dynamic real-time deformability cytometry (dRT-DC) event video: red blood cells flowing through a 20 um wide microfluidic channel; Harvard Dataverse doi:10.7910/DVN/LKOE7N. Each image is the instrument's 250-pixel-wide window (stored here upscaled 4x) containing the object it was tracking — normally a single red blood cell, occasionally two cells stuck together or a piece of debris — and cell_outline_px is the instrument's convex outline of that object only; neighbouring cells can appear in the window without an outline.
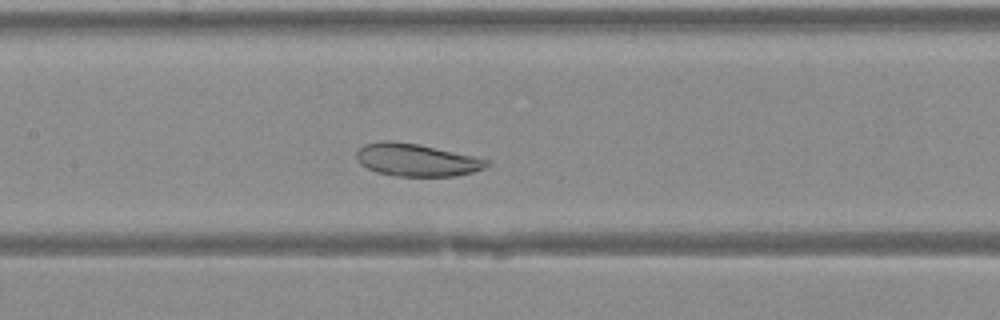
{"species": "Egyptian fruit bat (a non-hibernating species)", "species_latin": "Rousettus aegyptiacus", "temperature_condition": "warm", "stored_images_in_passage": 34, "camera_frame_rate_fps": 3000, "um_per_image_px": 0.085, "animal": {"sex": "female"}, "frame": {"image": 1, "passage_image": 11, "time_ms": 3.333, "image_size_px": [1000, 320], "cell_outline_px": [[492, 164], [484, 168], [472, 172], [456, 176], [396, 176], [376, 172], [360, 164], [356, 160], [356, 152], [364, 144], [384, 140], [388, 140], [416, 144], [492, 160]], "centroid_in_image_um": [35.4, 13.6], "position_along_channel_um": 172.0, "area_um2": 24.68}}
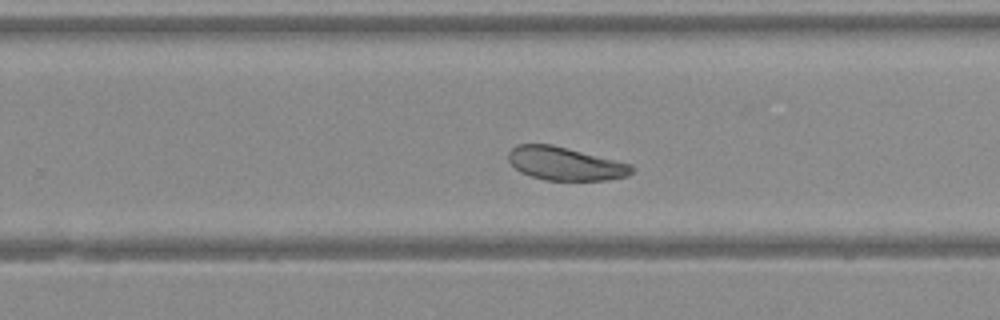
{"frame": {"image": 2, "passage_image": 18, "time_ms": 5.667, "image_size_px": [1000, 320], "cell_outline_px": [[636, 168], [628, 176], [608, 180], [544, 180], [520, 172], [508, 160], [508, 152], [516, 144], [552, 144], [632, 164]], "centroid_in_image_um": [48.06, 13.91], "position_along_channel_um": 281.7, "area_um2": 23.99}}
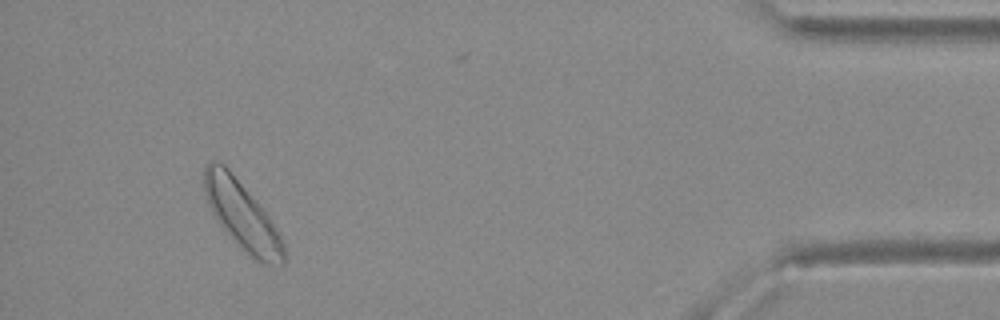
{"frame": {"image": 3, "passage_image": 30, "time_ms": 9.667, "image_size_px": [1000, 320], "cell_outline_px": [[284, 264], [260, 264], [252, 260], [240, 248], [220, 224], [212, 212], [208, 204], [204, 192], [204, 168], [212, 160], [216, 160], [224, 164], [228, 168], [260, 204], [276, 228], [284, 244]], "centroid_in_image_um": [20.57, 18.33], "position_along_channel_um": 414.6, "area_um2": 31.5}}